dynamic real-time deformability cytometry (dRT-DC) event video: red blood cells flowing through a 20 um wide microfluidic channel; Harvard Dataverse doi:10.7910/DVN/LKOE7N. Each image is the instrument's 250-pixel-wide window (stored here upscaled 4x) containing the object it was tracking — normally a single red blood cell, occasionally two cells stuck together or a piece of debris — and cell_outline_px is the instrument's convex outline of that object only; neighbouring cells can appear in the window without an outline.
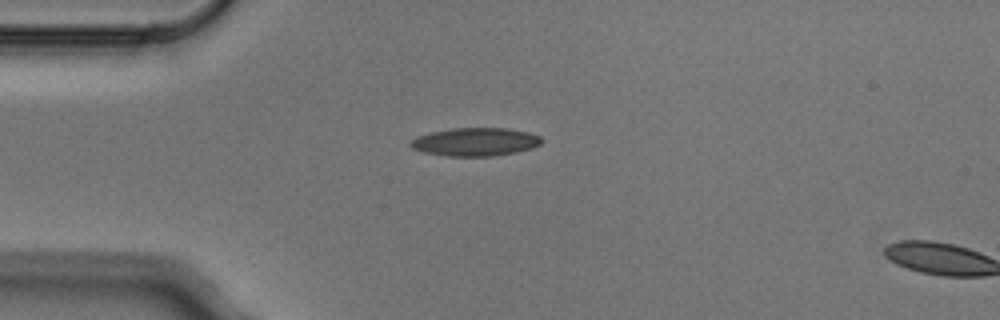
{"species": "Egyptian fruit bat (a non-hibernating species)", "species_latin": "Rousettus aegyptiacus", "temperature_condition": "cold", "stored_images_in_passage": 2, "camera_frame_rate_fps": 3000, "um_per_image_px": 0.085, "animal": {"sex": "male"}, "frame": {"image": 1, "passage_image": 1, "time_ms": 0.0, "image_size_px": [1000, 320], "cell_outline_px": [[544, 140], [540, 144], [532, 148], [516, 152], [492, 156], [448, 156], [424, 152], [412, 148], [408, 144], [416, 136], [432, 132], [452, 128], [508, 128], [528, 132], [540, 136]], "centroid_in_image_um": [40.41, 12.05], "position_along_channel_um": 44.6, "area_um2": 21.56}}